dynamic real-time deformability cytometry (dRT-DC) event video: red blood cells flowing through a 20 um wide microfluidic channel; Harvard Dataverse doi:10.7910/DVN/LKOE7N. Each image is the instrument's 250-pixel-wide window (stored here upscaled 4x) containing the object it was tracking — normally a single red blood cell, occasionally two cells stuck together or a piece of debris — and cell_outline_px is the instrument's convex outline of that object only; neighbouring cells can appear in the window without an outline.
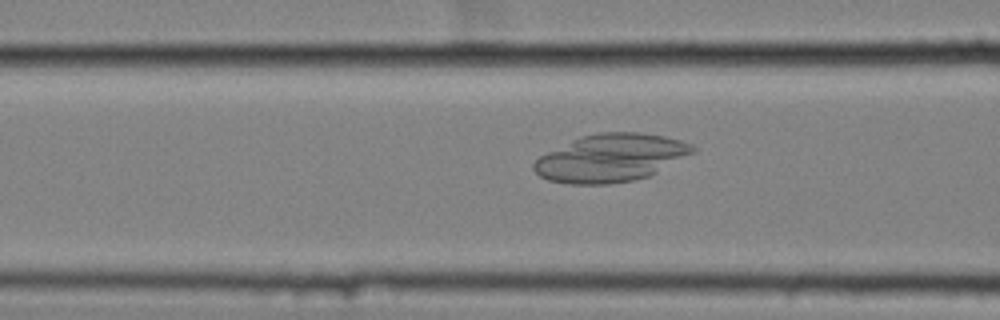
{"species": "common noctule bat (a hibernating species)", "species_latin": "Nyctalus noctula", "temperature_condition": "cold", "stored_images_in_passage": 52, "camera_frame_rate_fps": 3000, "um_per_image_px": 0.085, "animal": {"sex": "female", "body_mass_g": 25.1}, "frame": {"image": 1, "passage_image": 23, "time_ms": 7.333, "image_size_px": [1000, 320], "cell_outline_px": [[696, 152], [648, 176], [632, 180], [608, 184], [568, 184], [548, 180], [540, 176], [532, 168], [532, 164], [540, 156], [580, 136], [600, 132], [640, 132], [664, 136], [680, 140], [692, 144], [696, 148]], "centroid_in_image_um": [51.92, 13.42], "position_along_channel_um": 114.7, "area_um2": 44.04}}
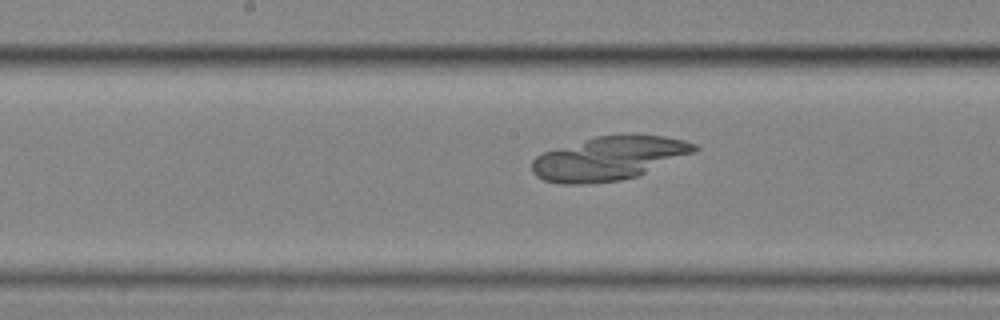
{"frame": {"image": 2, "passage_image": 30, "time_ms": 9.667, "image_size_px": [1000, 320], "cell_outline_px": [[700, 148], [696, 152], [636, 176], [620, 180], [580, 184], [564, 184], [544, 180], [536, 176], [532, 172], [532, 160], [536, 156], [544, 152], [596, 136], [664, 136], [684, 140], [696, 144]], "centroid_in_image_um": [51.76, 13.47], "position_along_channel_um": 196.4, "area_um2": 40.63}}
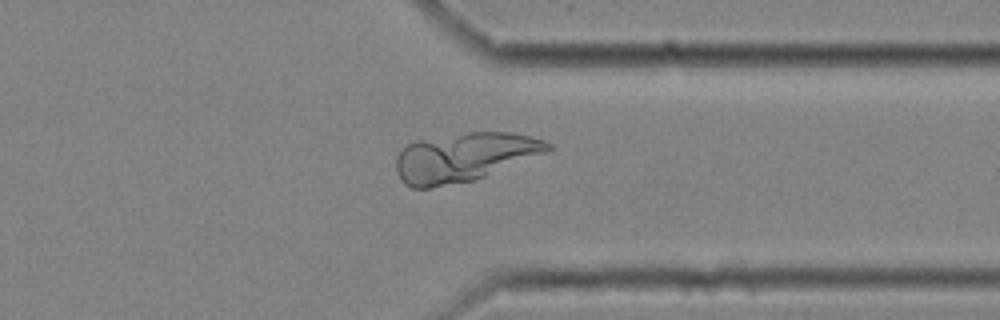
{"frame": {"image": 3, "passage_image": 45, "time_ms": 14.667, "image_size_px": [1000, 320], "cell_outline_px": [[552, 148], [548, 152], [484, 176], [472, 180], [428, 188], [412, 188], [404, 184], [400, 180], [396, 168], [396, 156], [408, 144], [416, 140], [468, 132], [512, 132], [544, 140], [552, 144]], "centroid_in_image_um": [39.44, 13.35], "position_along_channel_um": 372.0, "area_um2": 42.95}}